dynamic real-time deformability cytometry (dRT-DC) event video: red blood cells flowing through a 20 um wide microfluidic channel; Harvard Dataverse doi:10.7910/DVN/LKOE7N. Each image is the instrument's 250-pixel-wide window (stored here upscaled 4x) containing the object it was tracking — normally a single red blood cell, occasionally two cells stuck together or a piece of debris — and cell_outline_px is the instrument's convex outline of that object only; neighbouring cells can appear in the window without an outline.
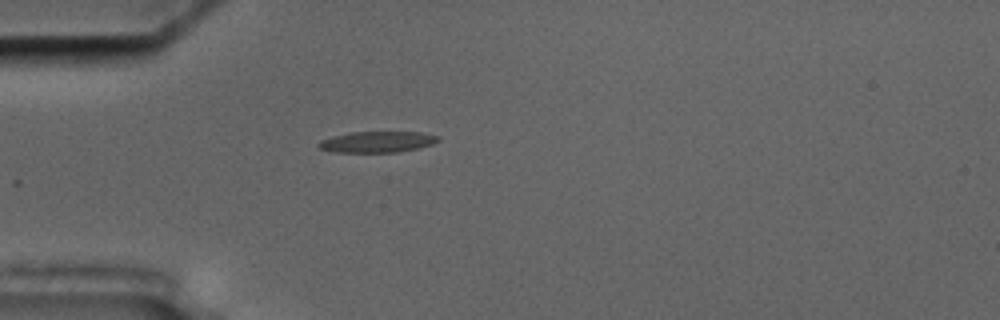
{"species": "common noctule bat (a hibernating species)", "species_latin": "Nyctalus noctula", "temperature_condition": "cold", "stored_images_in_passage": 6, "camera_frame_rate_fps": 3000, "um_per_image_px": 0.085, "animal": {"sex": "male", "body_mass_g": 17.5, "forearm_length_mm": 52.3}, "frame": {"image": 1, "passage_image": 1, "time_ms": 0.0, "image_size_px": [1000, 320], "cell_outline_px": [[440, 140], [432, 144], [420, 148], [396, 152], [332, 152], [320, 148], [316, 144], [320, 140], [332, 136], [352, 132], [420, 132], [440, 136]], "centroid_in_image_um": [32.07, 12.06], "position_along_channel_um": 52.9, "area_um2": 14.74}}